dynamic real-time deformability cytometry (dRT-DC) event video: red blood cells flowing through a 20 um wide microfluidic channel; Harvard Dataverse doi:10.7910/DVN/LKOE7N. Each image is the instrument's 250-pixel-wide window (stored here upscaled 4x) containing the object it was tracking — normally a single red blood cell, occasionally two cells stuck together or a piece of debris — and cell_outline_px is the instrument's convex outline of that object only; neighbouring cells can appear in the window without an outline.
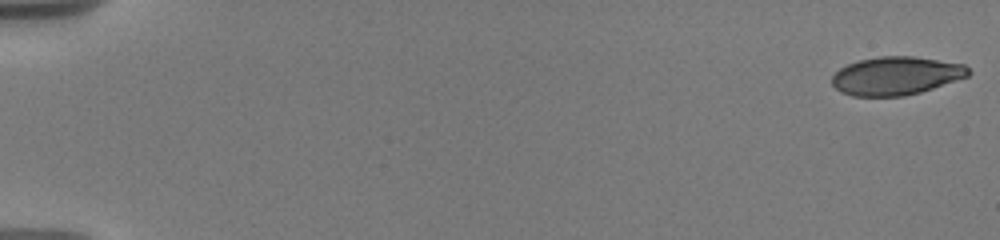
{"species": "human", "species_latin": "Homo sapiens", "temperature_condition": "warm", "stored_images_in_passage": 56, "camera_frame_rate_fps": 3000, "um_per_image_px": 0.085, "donor": {"sex": "male"}, "frame": {"image": 1, "passage_image": 1, "time_ms": 0.0, "image_size_px": [1000, 240], "cell_outline_px": [[972, 72], [968, 76], [920, 92], [904, 96], [852, 96], [840, 92], [832, 84], [832, 76], [840, 68], [848, 64], [860, 60], [880, 56], [912, 56], [964, 64]], "centroid_in_image_um": [76.15, 6.44], "position_along_channel_um": 8.8, "area_um2": 30.29}}
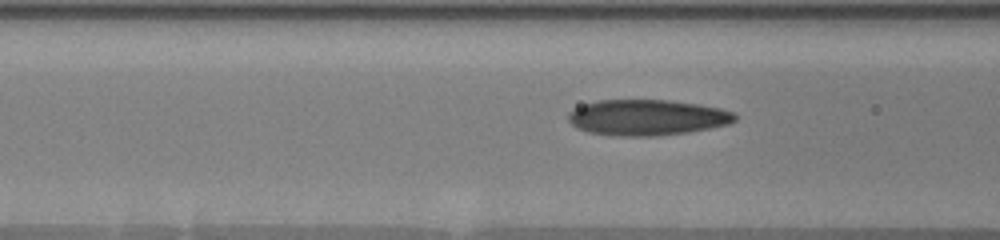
{"frame": {"image": 2, "passage_image": 24, "time_ms": 7.667, "image_size_px": [1000, 240], "cell_outline_px": [[736, 120], [732, 124], [688, 132], [652, 136], [628, 136], [588, 132], [576, 128], [568, 120], [568, 112], [584, 104], [600, 100], [668, 100], [700, 104], [720, 108], [736, 112]], "centroid_in_image_um": [55.05, 9.98], "position_along_channel_um": 111.6, "area_um2": 34.8}}
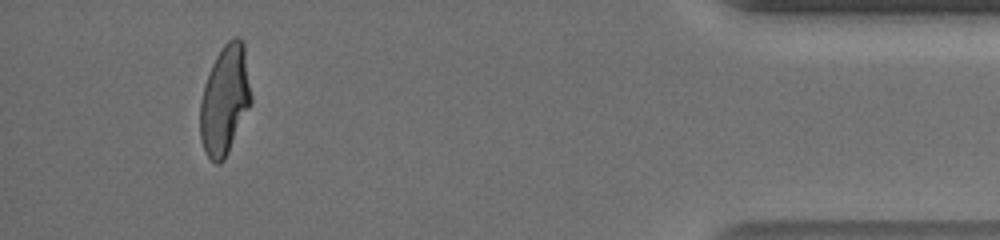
{"frame": {"image": 3, "passage_image": 53, "time_ms": 17.333, "image_size_px": [1000, 240], "cell_outline_px": [[252, 104], [224, 160], [220, 164], [216, 164], [204, 152], [200, 140], [200, 104], [204, 84], [212, 64], [220, 48], [232, 36], [236, 36], [244, 44], [252, 96]], "centroid_in_image_um": [19.11, 8.5], "position_along_channel_um": 416.1, "area_um2": 32.77}, "authors_computed_cell_mechanics": {"area_um2": 32.7726, "velocity_mm_per_s": 3.6757, "shape_relaxation_time_tau1_ms": 6.568, "shape_relaxation_time_tau2_ms": 0.9141, "deformation_change_tau1": 0.2347, "deformation_change_tau2": 0.0725}}